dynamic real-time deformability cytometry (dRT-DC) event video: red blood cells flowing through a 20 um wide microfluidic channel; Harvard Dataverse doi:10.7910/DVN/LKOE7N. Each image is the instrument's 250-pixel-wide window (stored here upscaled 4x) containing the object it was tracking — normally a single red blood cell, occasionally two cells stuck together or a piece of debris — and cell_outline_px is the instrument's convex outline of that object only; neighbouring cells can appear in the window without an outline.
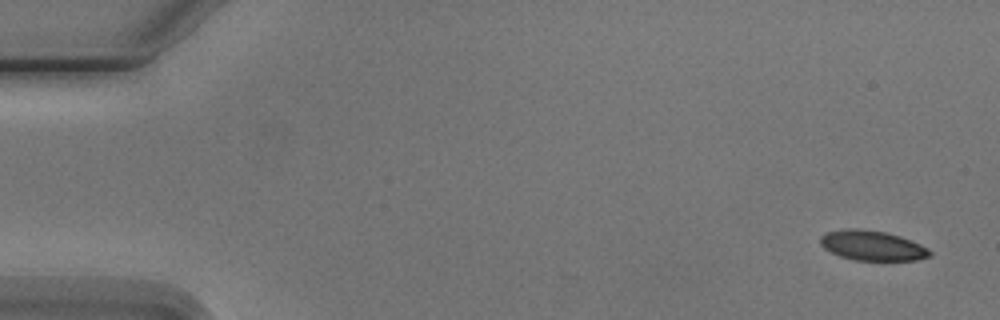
{"species": "Egyptian fruit bat (a non-hibernating species)", "species_latin": "Rousettus aegyptiacus", "temperature_condition": "cold", "stored_images_in_passage": 6, "segment_of_instrument_passage": [1, 2], "camera_frame_rate_fps": 3000, "um_per_image_px": 0.085, "animal": {"sex": "male"}, "frame": {"image": 1, "passage_image": 1, "time_ms": 0.0, "image_size_px": [1000, 320], "cell_outline_px": [[932, 256], [920, 260], [856, 260], [840, 256], [824, 248], [820, 244], [820, 236], [828, 232], [848, 228], [856, 228], [884, 232], [900, 236], [920, 244], [928, 248], [932, 252]], "centroid_in_image_um": [74.17, 20.88], "position_along_channel_um": 10.8, "area_um2": 19.02}}
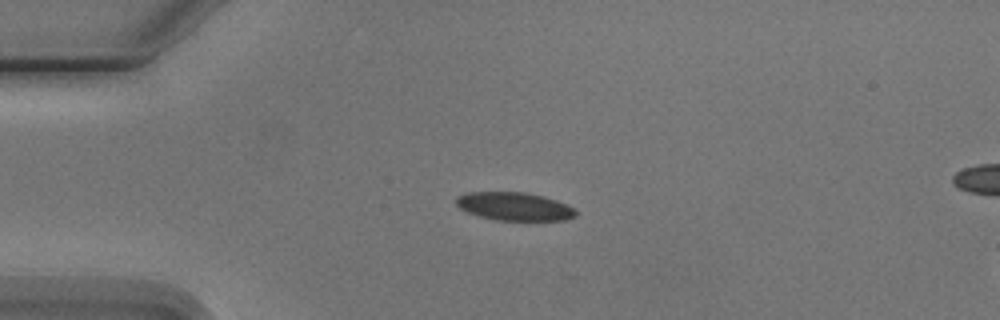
{"frame": {"image": 2, "passage_image": 4, "time_ms": 3.667, "image_size_px": [1000, 320], "cell_outline_px": [[576, 216], [564, 220], [496, 220], [480, 216], [468, 212], [460, 208], [456, 204], [456, 196], [468, 192], [524, 192], [544, 196], [556, 200], [572, 208], [576, 212]], "centroid_in_image_um": [43.69, 17.54], "position_along_channel_um": 41.3, "area_um2": 19.48}}